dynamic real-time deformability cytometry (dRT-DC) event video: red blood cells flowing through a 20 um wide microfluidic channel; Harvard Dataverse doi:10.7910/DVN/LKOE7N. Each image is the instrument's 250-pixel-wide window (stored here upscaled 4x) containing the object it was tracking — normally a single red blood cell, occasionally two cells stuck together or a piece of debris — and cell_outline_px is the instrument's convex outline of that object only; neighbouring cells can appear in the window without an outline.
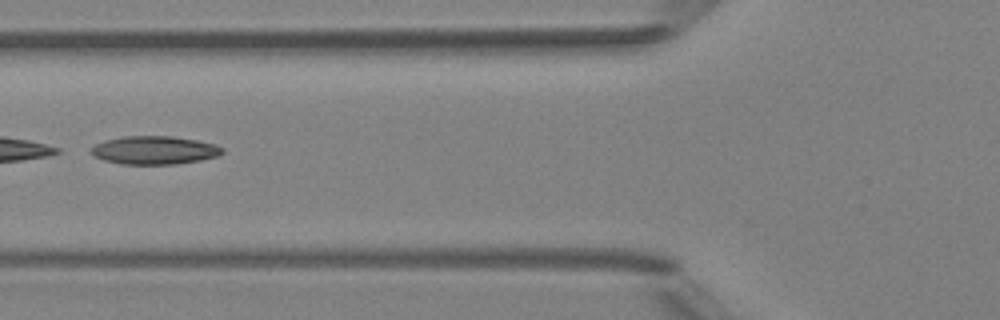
{"species": "Egyptian fruit bat (a non-hibernating species)", "species_latin": "Rousettus aegyptiacus", "temperature_condition": "room temperature", "stored_images_in_passage": 7, "camera_frame_rate_fps": 3000, "um_per_image_px": 0.085, "animal": {"sex": "female"}, "frame": {"image": 1, "passage_image": 6, "time_ms": 6.667, "image_size_px": [1000, 320], "cell_outline_px": [[224, 152], [216, 156], [200, 160], [176, 164], [120, 164], [104, 160], [96, 156], [92, 152], [92, 148], [96, 144], [104, 140], [124, 136], [172, 136], [196, 140], [216, 144], [224, 148]], "centroid_in_image_um": [13.16, 12.76], "position_along_channel_um": 112.6, "area_um2": 21.5}}
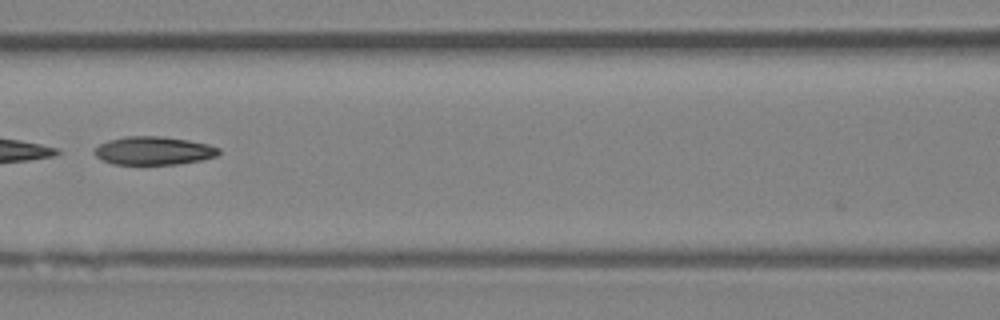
{"frame": {"image": 2, "passage_image": 7, "time_ms": 7.667, "image_size_px": [1000, 320], "cell_outline_px": [[220, 152], [216, 156], [200, 160], [176, 164], [112, 164], [100, 160], [92, 152], [100, 144], [108, 140], [124, 136], [160, 136], [188, 140], [208, 144], [220, 148]], "centroid_in_image_um": [13.02, 12.8], "position_along_channel_um": 153.6, "area_um2": 20.52}}